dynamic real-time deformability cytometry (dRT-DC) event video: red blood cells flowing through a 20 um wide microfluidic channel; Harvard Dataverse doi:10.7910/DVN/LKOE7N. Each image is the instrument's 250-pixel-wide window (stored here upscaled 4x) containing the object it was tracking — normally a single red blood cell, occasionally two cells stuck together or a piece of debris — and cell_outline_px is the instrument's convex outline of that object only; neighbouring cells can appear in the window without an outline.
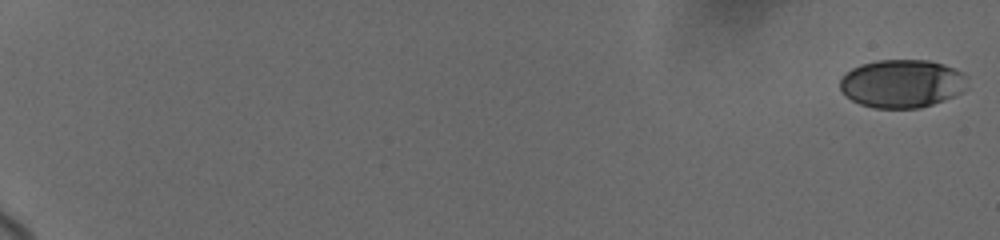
{"species": "human", "species_latin": "Homo sapiens", "temperature_condition": "cold", "stored_images_in_passage": 51, "camera_frame_rate_fps": 3000, "um_per_image_px": 0.085, "donor": {"sex": "female"}, "frame": {"image": 1, "passage_image": 1, "time_ms": 0.0, "image_size_px": [1000, 240], "cell_outline_px": [[968, 88], [964, 92], [932, 104], [920, 108], [876, 108], [860, 104], [852, 100], [840, 88], [840, 80], [852, 68], [860, 64], [876, 60], [928, 60], [944, 64], [964, 72], [968, 76]], "centroid_in_image_um": [76.74, 7.09], "position_along_channel_um": 8.3, "area_um2": 36.01}}
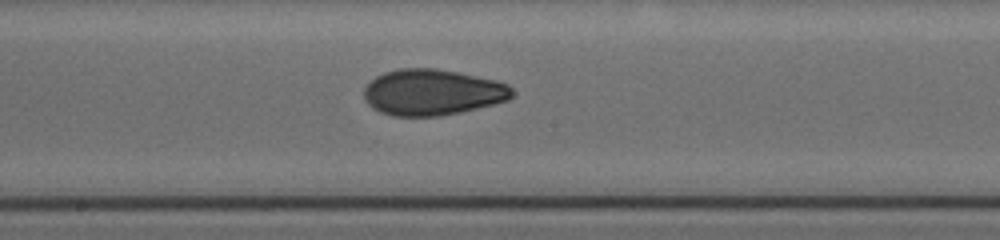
{"frame": {"image": 2, "passage_image": 28, "time_ms": 11.667, "image_size_px": [1000, 240], "cell_outline_px": [[512, 96], [508, 100], [460, 112], [440, 116], [392, 116], [380, 112], [372, 108], [364, 100], [364, 88], [376, 76], [384, 72], [400, 68], [436, 68], [496, 80], [508, 84], [512, 88]], "centroid_in_image_um": [36.72, 7.84], "position_along_channel_um": 211.5, "area_um2": 39.71}}
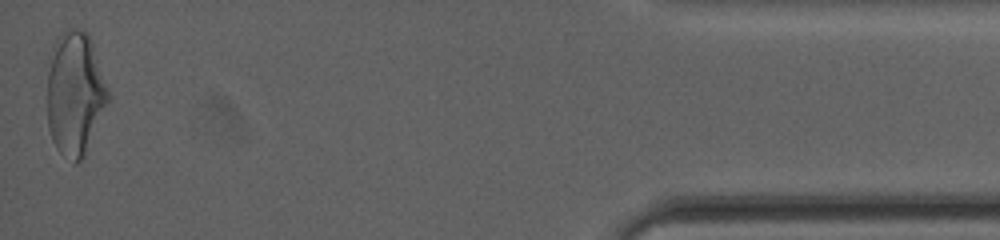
{"frame": {"image": 3, "passage_image": 51, "time_ms": 19.333, "image_size_px": [1000, 240], "cell_outline_px": [[112, 96], [80, 160], [76, 164], [60, 152], [56, 148], [52, 140], [48, 128], [48, 72], [52, 48], [60, 32], [68, 28], [76, 28], [88, 32]], "centroid_in_image_um": [6.39, 7.89], "position_along_channel_um": 428.8, "area_um2": 43.81}, "authors_computed_cell_mechanics": {"area_um2": 38.7838, "velocity_mm_per_s": 3.7079, "shape_relaxation_time_tau1_ms": 5.443, "shape_relaxation_time_tau2_ms": 2.2394, "deformation_change_tau1": 0.1588, "deformation_change_tau2": 0.0742}}